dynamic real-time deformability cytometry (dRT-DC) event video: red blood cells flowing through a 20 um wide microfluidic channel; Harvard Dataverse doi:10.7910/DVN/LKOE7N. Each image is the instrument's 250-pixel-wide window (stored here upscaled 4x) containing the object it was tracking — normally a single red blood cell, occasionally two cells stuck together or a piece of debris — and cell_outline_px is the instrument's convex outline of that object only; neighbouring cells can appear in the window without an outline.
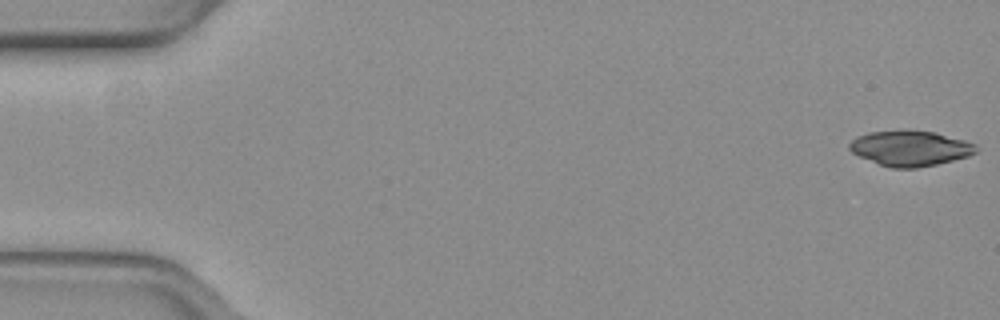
{"species": "common noctule bat (a hibernating species)", "species_latin": "Nyctalus noctula", "temperature_condition": "warm", "stored_images_in_passage": 52, "camera_frame_rate_fps": 3000, "um_per_image_px": 0.085, "animal": {"sex": "female", "body_mass_g": 19.3, "forearm_length_mm": 54.1}, "frame": {"image": 1, "passage_image": 1, "time_ms": 0.0, "image_size_px": [1000, 320], "cell_outline_px": [[980, 148], [976, 152], [968, 156], [936, 164], [916, 168], [892, 168], [880, 164], [860, 156], [852, 152], [848, 148], [848, 144], [856, 136], [868, 132], [904, 128], [936, 132], [964, 140], [976, 144]], "centroid_in_image_um": [77.36, 12.57], "position_along_channel_um": 7.6, "area_um2": 26.47}}
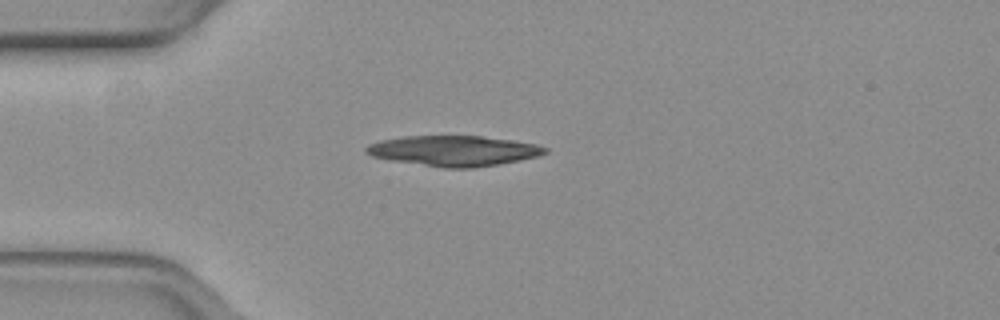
{"frame": {"image": 2, "passage_image": 14, "time_ms": 4.333, "image_size_px": [1000, 320], "cell_outline_px": [[548, 152], [536, 156], [520, 160], [472, 168], [444, 168], [392, 160], [372, 156], [364, 152], [364, 148], [368, 144], [380, 140], [404, 136], [484, 136], [512, 140], [536, 144], [548, 148]], "centroid_in_image_um": [38.55, 12.81], "position_along_channel_um": 46.5, "area_um2": 31.56}}